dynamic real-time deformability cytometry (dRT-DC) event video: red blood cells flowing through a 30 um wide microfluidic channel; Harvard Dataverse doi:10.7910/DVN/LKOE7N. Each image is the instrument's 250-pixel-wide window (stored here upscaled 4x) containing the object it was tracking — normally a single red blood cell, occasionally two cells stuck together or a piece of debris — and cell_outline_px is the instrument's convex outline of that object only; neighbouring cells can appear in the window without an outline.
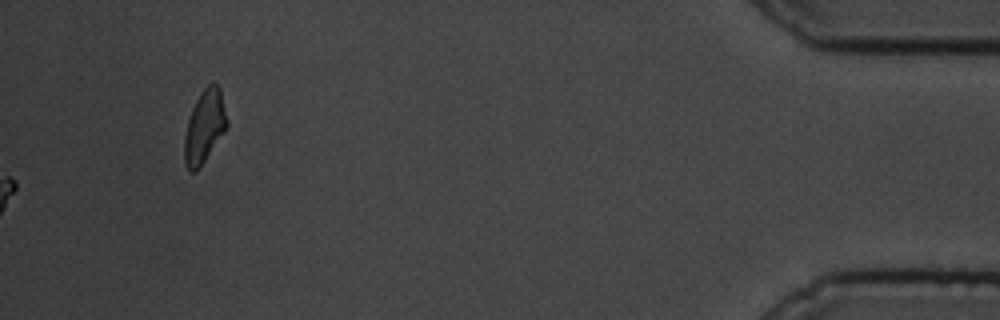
{"species": "common noctule bat (a hibernating species)", "species_latin": "Nyctalus noctula", "temperature_condition": "cold", "stored_images_in_passage": 47, "camera_frame_rate_fps": 3000, "um_per_image_px": 0.085, "animal": {"sex": "male", "body_mass_g": 19.5, "forearm_length_mm": 54.6}, "frame": {"image": 1, "passage_image": 47, "time_ms": 15.333, "image_size_px": [1000, 320], "cell_outline_px": [[228, 128], [200, 168], [196, 172], [188, 172], [184, 164], [184, 136], [188, 120], [192, 108], [200, 92], [208, 84], [216, 84], [220, 88], [228, 120]], "centroid_in_image_um": [17.38, 10.81], "position_along_channel_um": 417.8, "area_um2": 18.44}, "authors_computed_cell_mechanics": {"area_um2": 16.2418, "velocity_mm_per_s": 3.377, "shape_relaxation_time_tau1_ms": 5.7161, "shape_relaxation_time_tau2_ms": null, "deformation_change_tau1": 0.1635, "deformation_change_tau2": null}}